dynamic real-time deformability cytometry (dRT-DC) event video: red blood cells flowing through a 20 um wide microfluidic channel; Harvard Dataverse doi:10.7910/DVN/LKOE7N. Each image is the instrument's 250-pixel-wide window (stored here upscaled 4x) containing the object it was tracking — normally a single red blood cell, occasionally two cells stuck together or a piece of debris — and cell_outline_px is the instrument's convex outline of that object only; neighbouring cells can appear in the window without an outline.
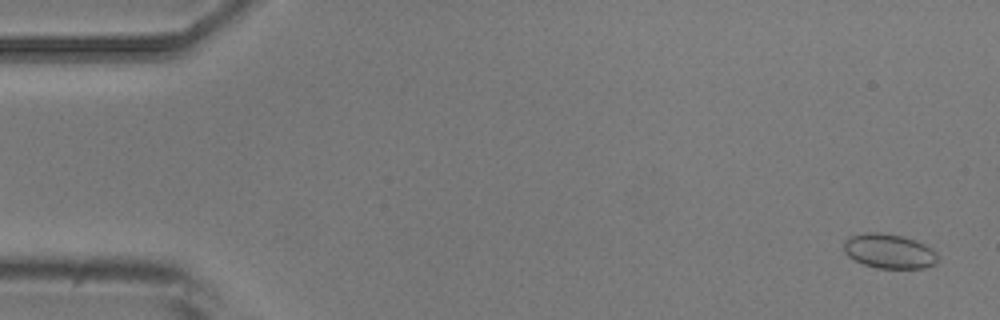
{"species": "common noctule bat (a hibernating species)", "species_latin": "Nyctalus noctula", "temperature_condition": "room temperature", "stored_images_in_passage": 5, "camera_frame_rate_fps": 3000, "um_per_image_px": 0.085, "animal": {"sex": "male", "body_mass_g": 20.5, "forearm_length_mm": 52.5}, "frame": {"image": 1, "passage_image": 1, "time_ms": 0.0, "image_size_px": [1000, 320], "cell_outline_px": [[936, 264], [924, 268], [876, 268], [864, 264], [848, 256], [844, 252], [844, 240], [852, 236], [868, 232], [880, 232], [900, 236], [924, 244], [932, 248], [936, 252]], "centroid_in_image_um": [75.56, 21.36], "position_along_channel_um": 9.4, "area_um2": 18.67}}
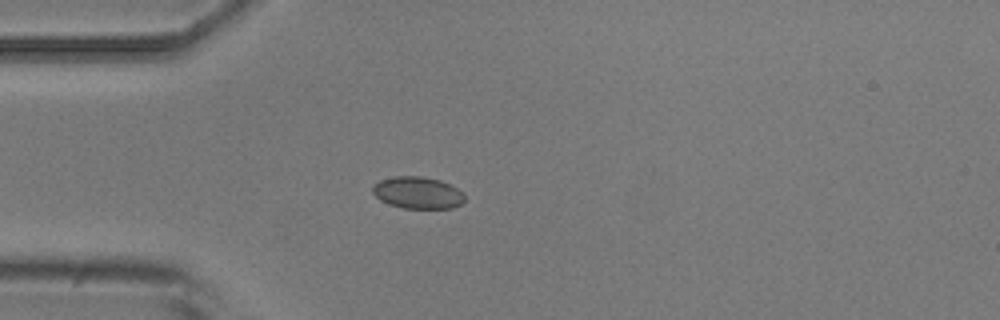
{"frame": {"image": 2, "passage_image": 5, "time_ms": 4.333, "image_size_px": [1000, 320], "cell_outline_px": [[464, 200], [460, 204], [452, 208], [404, 208], [388, 204], [380, 200], [372, 192], [372, 188], [380, 180], [396, 176], [420, 176], [440, 180], [464, 192]], "centroid_in_image_um": [35.5, 16.38], "position_along_channel_um": 49.5, "area_um2": 16.99}}